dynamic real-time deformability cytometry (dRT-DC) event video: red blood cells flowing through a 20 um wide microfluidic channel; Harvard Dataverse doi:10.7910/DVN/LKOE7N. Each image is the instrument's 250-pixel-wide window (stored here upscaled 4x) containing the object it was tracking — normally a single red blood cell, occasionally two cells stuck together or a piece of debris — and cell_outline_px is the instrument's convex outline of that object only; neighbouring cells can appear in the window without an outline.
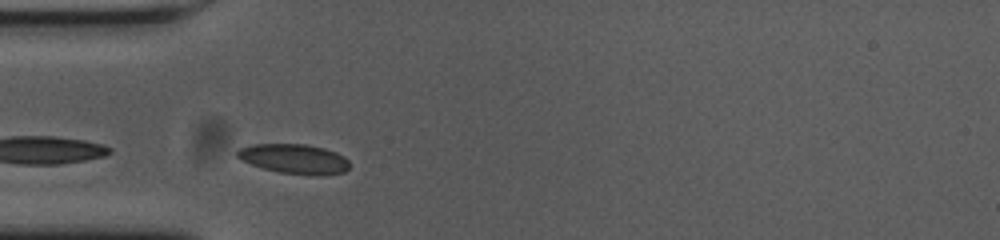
{"species": "common noctule bat (a hibernating species)", "species_latin": "Nyctalus noctula", "temperature_condition": "cold", "stored_images_in_passage": 27, "camera_frame_rate_fps": 3000, "um_per_image_px": 0.085, "animal": {"sex": "female", "body_mass_g": 23.0, "forearm_length_mm": 53.4}, "frame": {"image": 1, "passage_image": 2, "time_ms": 0.333, "image_size_px": [1000, 240], "cell_outline_px": [[348, 168], [344, 172], [324, 176], [316, 176], [280, 172], [264, 168], [240, 160], [236, 156], [236, 152], [240, 148], [252, 144], [304, 144], [324, 148], [336, 152], [344, 156], [348, 160]], "centroid_in_image_um": [25.02, 13.51], "position_along_channel_um": 60.0, "area_um2": 19.48}}
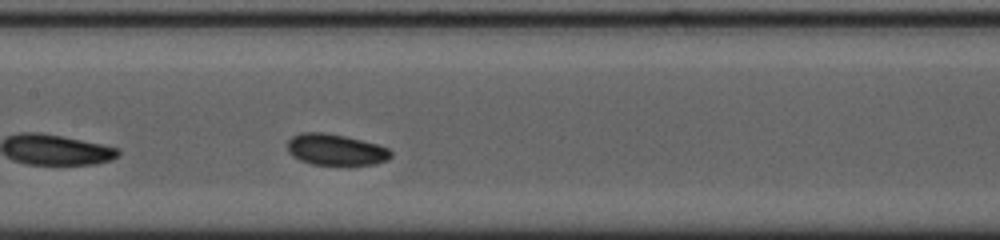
{"frame": {"image": 2, "passage_image": 12, "time_ms": 3.667, "image_size_px": [1000, 240], "cell_outline_px": [[392, 156], [388, 160], [376, 164], [348, 168], [312, 164], [300, 160], [292, 156], [288, 152], [288, 140], [292, 136], [300, 132], [324, 132], [344, 136], [376, 144], [388, 148], [392, 152]], "centroid_in_image_um": [28.55, 12.78], "position_along_channel_um": 178.8, "area_um2": 19.65}}
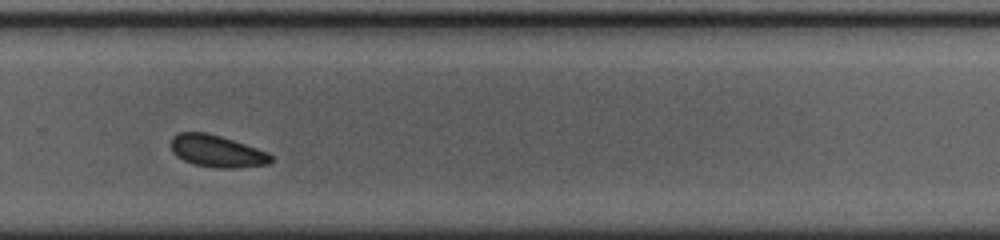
{"frame": {"image": 3, "passage_image": 23, "time_ms": 7.333, "image_size_px": [1000, 240], "cell_outline_px": [[272, 160], [268, 164], [236, 168], [216, 168], [196, 164], [184, 160], [176, 156], [172, 152], [172, 136], [180, 132], [204, 132], [220, 136], [268, 152], [272, 156]], "centroid_in_image_um": [18.43, 12.85], "position_along_channel_um": 311.4, "area_um2": 18.44}, "authors_computed_cell_mechanics": {"area_um2": 19.0162, "velocity_mm_per_s": 3.6199, "shape_relaxation_time_tau1_ms": 2.0531, "shape_relaxation_time_tau2_ms": null, "deformation_change_tau1": 0.0488, "deformation_change_tau2": null}}